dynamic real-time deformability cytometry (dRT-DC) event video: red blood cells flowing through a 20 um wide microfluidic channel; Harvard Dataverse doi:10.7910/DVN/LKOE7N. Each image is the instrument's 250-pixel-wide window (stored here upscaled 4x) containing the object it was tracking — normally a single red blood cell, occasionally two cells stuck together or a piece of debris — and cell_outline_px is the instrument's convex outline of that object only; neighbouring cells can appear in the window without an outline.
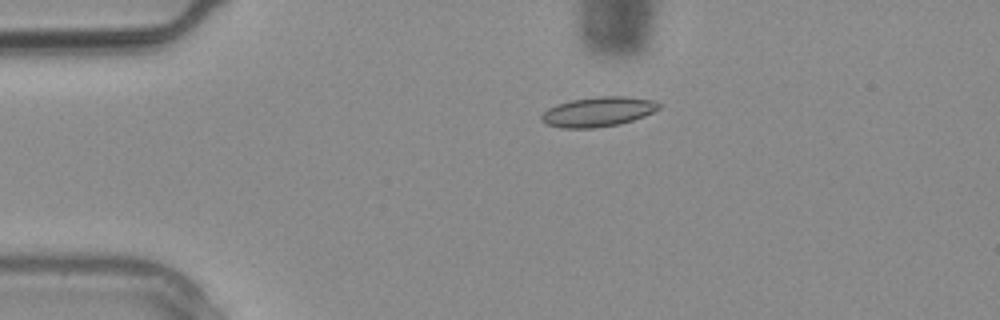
{"species": "common noctule bat (a hibernating species)", "species_latin": "Nyctalus noctula", "temperature_condition": "warm", "stored_images_in_passage": 1, "camera_frame_rate_fps": 3000, "um_per_image_px": 0.085, "animal": {"sex": "male", "body_mass_g": 20.4}, "frame": {"image": 1, "passage_image": 1, "time_ms": 0.0, "image_size_px": [1000, 320], "cell_outline_px": [[660, 108], [644, 116], [620, 124], [592, 128], [564, 128], [548, 124], [540, 120], [540, 116], [548, 108], [556, 104], [572, 100], [600, 96], [624, 96], [652, 100], [660, 104]], "centroid_in_image_um": [50.82, 9.5], "position_along_channel_um": 34.2, "area_um2": 20.17}}